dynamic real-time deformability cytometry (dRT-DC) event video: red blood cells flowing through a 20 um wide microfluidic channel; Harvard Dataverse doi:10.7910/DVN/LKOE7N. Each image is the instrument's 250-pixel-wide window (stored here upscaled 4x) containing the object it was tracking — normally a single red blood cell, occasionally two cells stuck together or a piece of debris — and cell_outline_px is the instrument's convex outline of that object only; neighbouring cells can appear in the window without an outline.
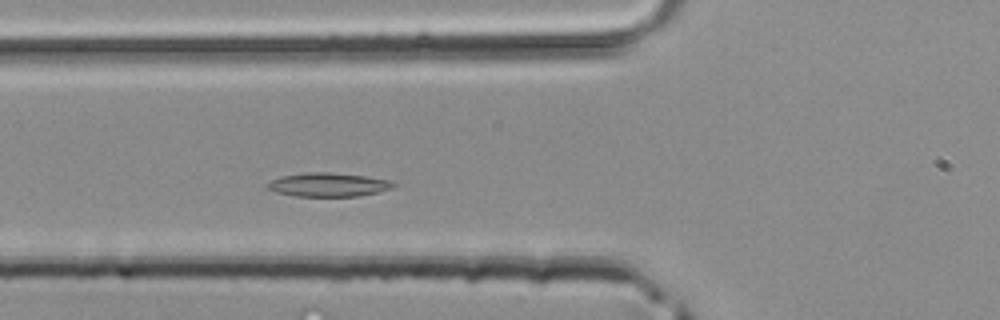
{"species": "common noctule bat (a hibernating species)", "species_latin": "Nyctalus noctula", "temperature_condition": "room temperature", "stored_images_in_passage": 36, "camera_frame_rate_fps": 3000, "um_per_image_px": 0.085, "animal": {"sex": "male", "body_mass_g": 20.4}, "frame": {"image": 1, "passage_image": 9, "time_ms": 2.667, "image_size_px": [1000, 320], "cell_outline_px": [[396, 184], [392, 188], [360, 196], [296, 196], [276, 192], [268, 188], [264, 184], [280, 176], [308, 172], [328, 172], [364, 176], [392, 180]], "centroid_in_image_um": [27.89, 15.69], "position_along_channel_um": 97.9, "area_um2": 17.4}}
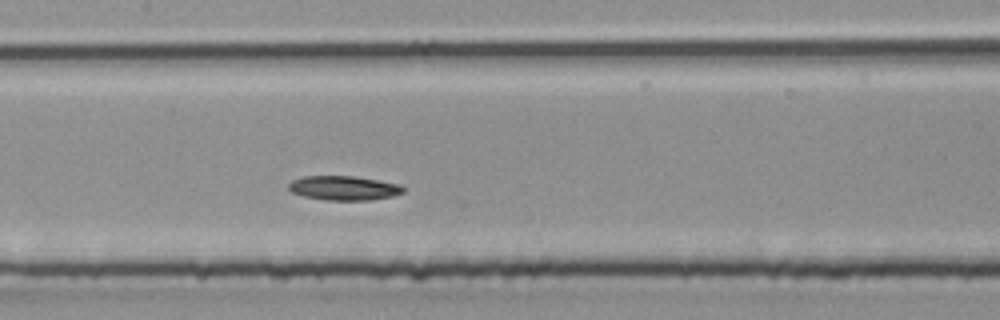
{"frame": {"image": 2, "passage_image": 14, "time_ms": 4.333, "image_size_px": [1000, 320], "cell_outline_px": [[404, 192], [392, 196], [372, 200], [324, 200], [304, 196], [292, 192], [288, 188], [288, 184], [292, 180], [304, 176], [352, 176], [400, 184], [404, 188]], "centroid_in_image_um": [29.21, 15.98], "position_along_channel_um": 178.2, "area_um2": 16.18}}
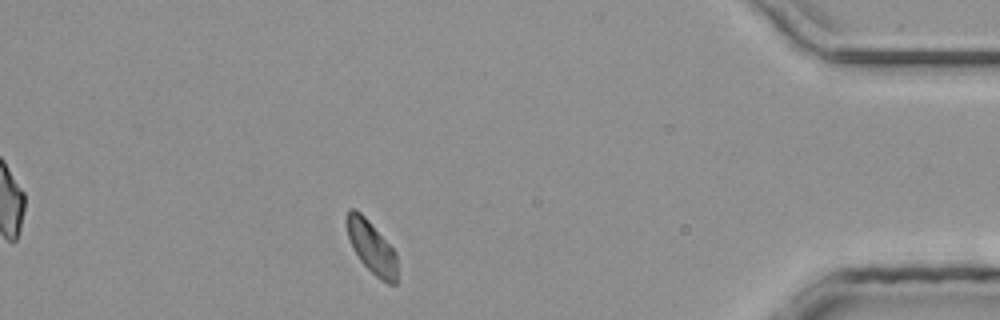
{"frame": {"image": 3, "passage_image": 31, "time_ms": 10.0, "image_size_px": [1000, 320], "cell_outline_px": [[396, 284], [388, 284], [380, 280], [360, 260], [352, 248], [348, 236], [344, 220], [348, 208], [356, 208], [368, 220], [396, 252]], "centroid_in_image_um": [31.54, 20.97], "position_along_channel_um": 403.7, "area_um2": 15.49}}